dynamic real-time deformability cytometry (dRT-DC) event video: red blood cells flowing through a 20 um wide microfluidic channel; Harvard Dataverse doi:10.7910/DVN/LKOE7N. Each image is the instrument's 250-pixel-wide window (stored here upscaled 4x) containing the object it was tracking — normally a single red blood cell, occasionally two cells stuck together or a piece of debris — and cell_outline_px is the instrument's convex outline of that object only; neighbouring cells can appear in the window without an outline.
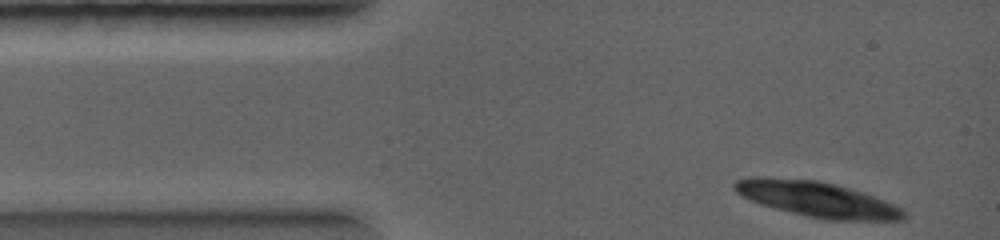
{"species": "common noctule bat (a hibernating species)", "species_latin": "Nyctalus noctula", "temperature_condition": "warm", "stored_images_in_passage": 1, "camera_frame_rate_fps": 5000, "um_per_image_px": 0.085, "animal": {"sex": "female", "body_mass_g": 19.0, "forearm_length_mm": 56.7}, "frame": {"image": 1, "passage_image": 1, "time_ms": 0.0, "image_size_px": [1000, 240], "cell_outline_px": [[904, 216], [896, 220], [824, 220], [804, 216], [760, 204], [736, 192], [732, 184], [736, 180], [816, 180], [832, 184], [860, 192], [900, 208], [904, 212]], "centroid_in_image_um": [69.47, 17.0], "position_along_channel_um": 15.5, "area_um2": 32.83}}